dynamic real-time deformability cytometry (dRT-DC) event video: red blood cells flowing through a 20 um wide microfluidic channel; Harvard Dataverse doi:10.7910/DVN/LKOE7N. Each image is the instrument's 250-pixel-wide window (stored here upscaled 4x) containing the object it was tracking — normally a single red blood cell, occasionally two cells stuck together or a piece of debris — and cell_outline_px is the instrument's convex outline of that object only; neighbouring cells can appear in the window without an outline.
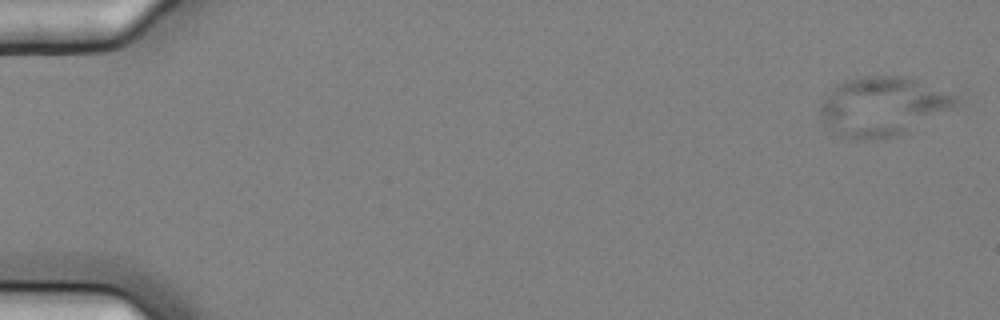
{"species": "common noctule bat (a hibernating species)", "species_latin": "Nyctalus noctula", "temperature_condition": "cold", "stored_images_in_passage": 4, "camera_frame_rate_fps": 3000, "um_per_image_px": 0.085, "animal": {"sex": "female", "body_mass_g": 25.1}, "frame": {"image": 1, "passage_image": 1, "time_ms": 0.0, "image_size_px": [1000, 320], "cell_outline_px": [[964, 96], [960, 104], [908, 132], [892, 136], [872, 140], [852, 140], [840, 136], [828, 128], [820, 120], [820, 104], [832, 88], [844, 80], [864, 76], [912, 76]], "centroid_in_image_um": [75.1, 9.02], "position_along_channel_um": 9.9, "area_um2": 47.92}}